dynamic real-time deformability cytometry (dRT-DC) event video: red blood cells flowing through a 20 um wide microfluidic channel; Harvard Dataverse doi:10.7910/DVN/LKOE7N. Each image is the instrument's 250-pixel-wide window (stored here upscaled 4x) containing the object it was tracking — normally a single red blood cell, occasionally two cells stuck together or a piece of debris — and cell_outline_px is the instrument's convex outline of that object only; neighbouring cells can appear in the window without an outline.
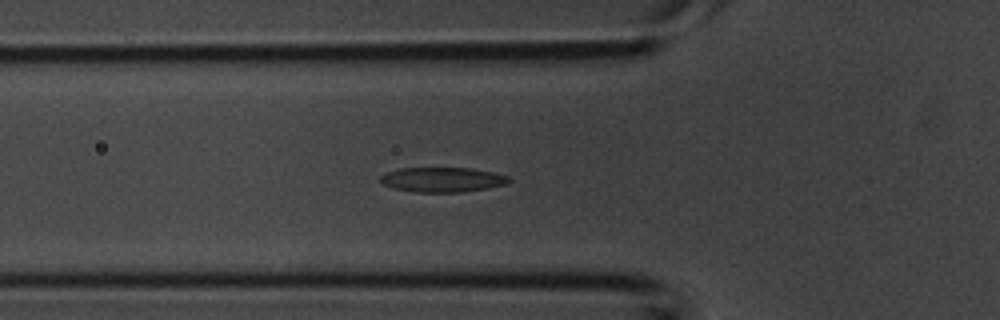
{"species": "common noctule bat (a hibernating species)", "species_latin": "Nyctalus noctula", "temperature_condition": "room temperature", "stored_images_in_passage": 27, "camera_frame_rate_fps": 3000, "um_per_image_px": 0.085, "animal": {"sex": "male", "body_mass_g": 20.1, "forearm_length_mm": 53.5}, "frame": {"image": 1, "passage_image": 2, "time_ms": 0.333, "image_size_px": [1000, 320], "cell_outline_px": [[512, 180], [508, 184], [488, 188], [460, 192], [416, 192], [392, 188], [384, 184], [380, 180], [380, 176], [388, 172], [400, 168], [472, 168], [492, 172], [508, 176]], "centroid_in_image_um": [37.64, 15.27], "position_along_channel_um": 88.2, "area_um2": 18.55}}
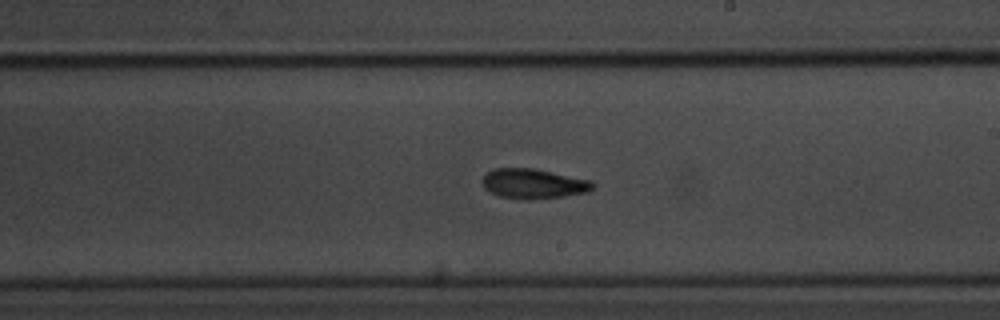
{"frame": {"image": 2, "passage_image": 11, "time_ms": 3.333, "image_size_px": [1000, 320], "cell_outline_px": [[596, 184], [588, 192], [564, 196], [528, 200], [500, 196], [484, 188], [484, 176], [492, 168], [532, 168], [592, 180]], "centroid_in_image_um": [45.38, 15.61], "position_along_channel_um": 243.6, "area_um2": 19.07}}
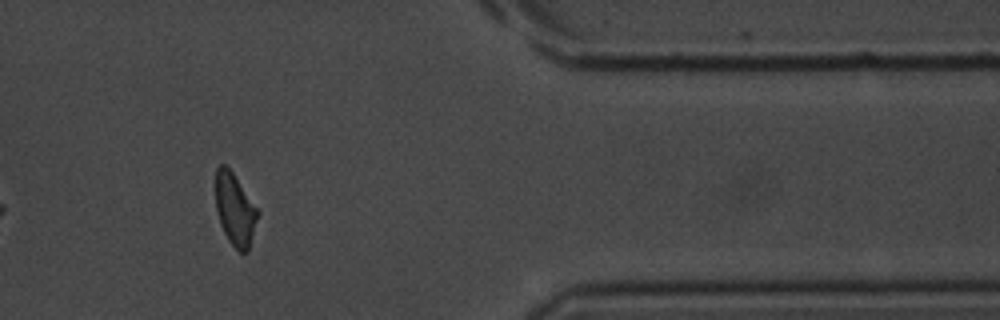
{"frame": {"image": 3, "passage_image": 21, "time_ms": 6.667, "image_size_px": [1000, 320], "cell_outline_px": [[260, 212], [248, 252], [240, 252], [228, 240], [220, 224], [216, 212], [216, 168], [220, 164], [224, 164], [232, 172]], "centroid_in_image_um": [19.98, 17.82], "position_along_channel_um": 391.4, "area_um2": 17.63}}